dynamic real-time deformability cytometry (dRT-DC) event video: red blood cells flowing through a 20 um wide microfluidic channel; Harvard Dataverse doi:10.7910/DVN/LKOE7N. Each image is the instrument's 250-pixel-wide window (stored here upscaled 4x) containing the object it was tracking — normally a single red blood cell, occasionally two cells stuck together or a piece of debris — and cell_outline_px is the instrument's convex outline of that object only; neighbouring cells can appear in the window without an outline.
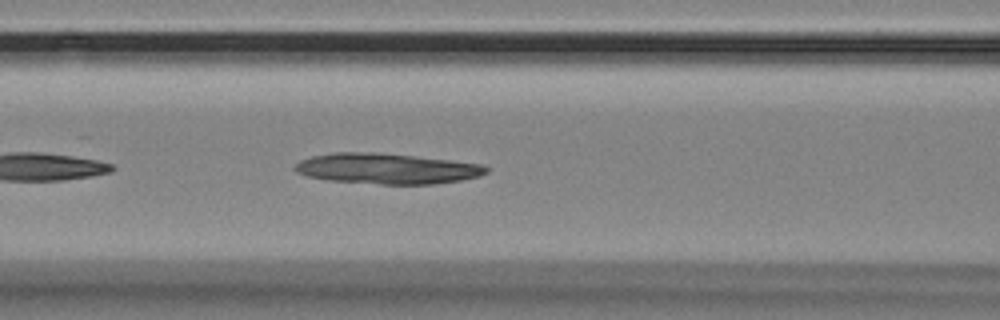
{"species": "Egyptian fruit bat (a non-hibernating species)", "species_latin": "Rousettus aegyptiacus", "temperature_condition": "room temperature", "stored_images_in_passage": 41, "camera_frame_rate_fps": 3000, "um_per_image_px": 0.085, "animal": {"sex": "female"}, "frame": {"image": 1, "passage_image": 8, "time_ms": 2.333, "image_size_px": [1000, 320], "cell_outline_px": [[488, 172], [480, 176], [460, 180], [432, 184], [380, 184], [328, 180], [308, 176], [296, 172], [292, 168], [300, 160], [312, 156], [336, 152], [376, 152], [416, 156], [484, 164], [488, 168]], "centroid_in_image_um": [32.88, 14.32], "position_along_channel_um": 133.7, "area_um2": 34.1}}
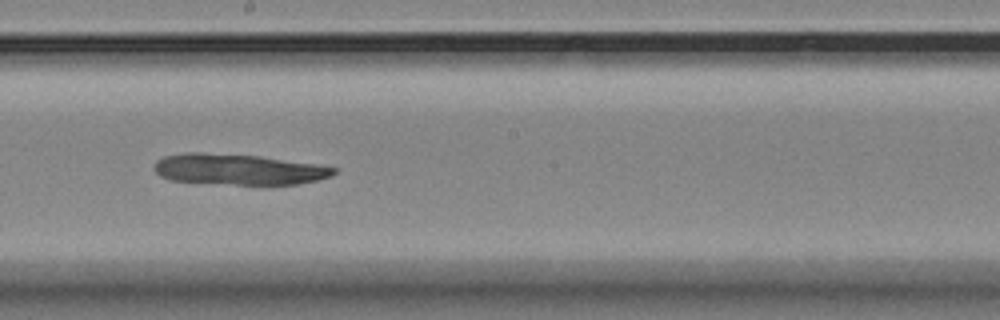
{"frame": {"image": 2, "passage_image": 16, "time_ms": 5.0, "image_size_px": [1000, 320], "cell_outline_px": [[336, 172], [332, 176], [316, 180], [296, 184], [268, 188], [260, 188], [172, 180], [160, 176], [152, 168], [156, 160], [164, 156], [184, 152], [200, 152], [260, 156], [312, 164], [336, 168]], "centroid_in_image_um": [20.25, 14.44], "position_along_channel_um": 228.0, "area_um2": 33.41}}
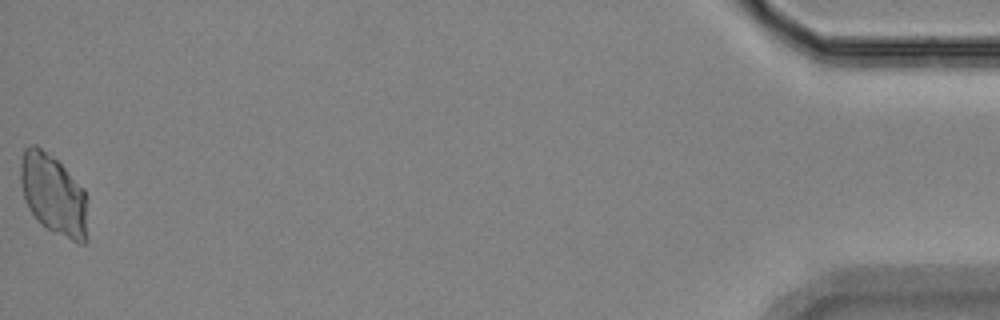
{"frame": {"image": 3, "passage_image": 41, "time_ms": 13.333, "image_size_px": [1000, 320], "cell_outline_px": [[88, 240], [84, 244], [80, 244], [40, 224], [28, 208], [24, 200], [20, 184], [20, 164], [24, 148], [28, 144], [36, 144], [48, 152], [84, 188], [88, 196]], "centroid_in_image_um": [4.57, 16.55], "position_along_channel_um": 430.6, "area_um2": 32.19}}